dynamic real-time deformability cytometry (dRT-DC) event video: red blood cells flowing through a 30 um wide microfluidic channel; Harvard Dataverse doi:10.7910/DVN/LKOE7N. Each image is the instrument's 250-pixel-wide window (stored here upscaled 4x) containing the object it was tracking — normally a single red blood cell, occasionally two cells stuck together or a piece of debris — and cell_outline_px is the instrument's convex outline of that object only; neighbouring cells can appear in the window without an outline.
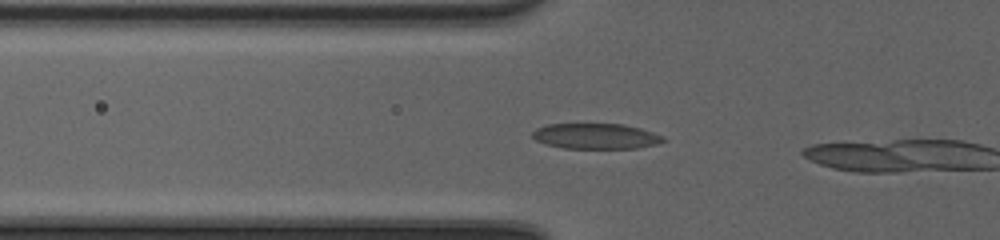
{"species": "common noctule bat (a hibernating species)", "species_latin": "Nyctalus noctula", "temperature_condition": "cold", "stored_images_in_passage": 27, "camera_frame_rate_fps": 3000, "um_per_image_px": 0.085, "animal": {"sex": "female", "body_mass_g": 20.0, "forearm_length_mm": 54.0}, "frame": {"image": 1, "passage_image": 2, "time_ms": 0.333, "image_size_px": [1000, 240], "cell_outline_px": [[664, 140], [656, 144], [636, 148], [564, 148], [548, 144], [536, 140], [532, 136], [532, 132], [536, 128], [548, 124], [624, 124], [640, 128], [652, 132], [660, 136]], "centroid_in_image_um": [50.61, 11.57], "position_along_channel_um": 75.2, "area_um2": 19.13}}
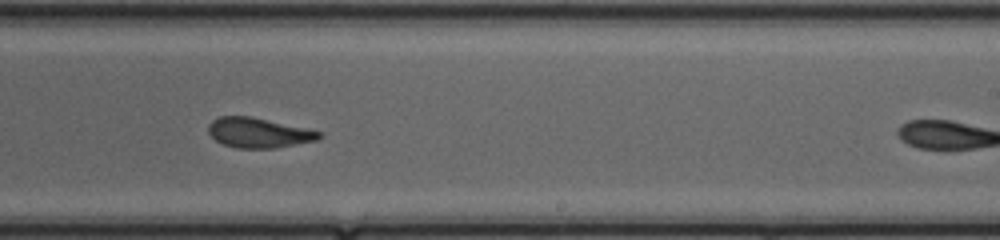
{"frame": {"image": 2, "passage_image": 16, "time_ms": 5.0, "image_size_px": [1000, 240], "cell_outline_px": [[320, 136], [316, 140], [272, 148], [236, 148], [224, 144], [216, 140], [208, 132], [208, 124], [212, 120], [220, 116], [252, 116], [304, 128], [320, 132]], "centroid_in_image_um": [21.9, 11.27], "position_along_channel_um": 267.1, "area_um2": 18.96}}
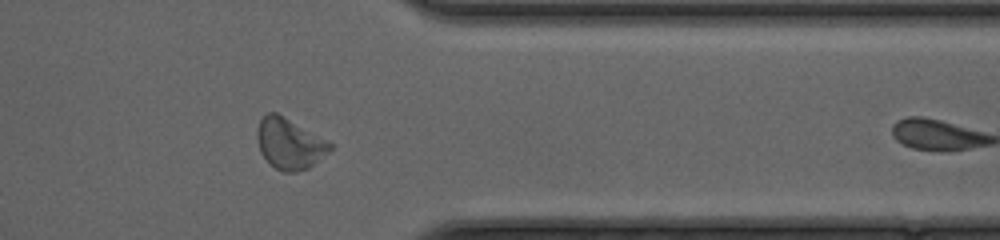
{"frame": {"image": 3, "passage_image": 25, "time_ms": 8.0, "image_size_px": [1000, 240], "cell_outline_px": [[332, 148], [328, 152], [308, 168], [296, 172], [284, 172], [276, 168], [260, 152], [256, 136], [256, 132], [260, 120], [268, 112], [276, 112], [332, 144]], "centroid_in_image_um": [24.57, 12.21], "position_along_channel_um": 386.8, "area_um2": 20.98}}